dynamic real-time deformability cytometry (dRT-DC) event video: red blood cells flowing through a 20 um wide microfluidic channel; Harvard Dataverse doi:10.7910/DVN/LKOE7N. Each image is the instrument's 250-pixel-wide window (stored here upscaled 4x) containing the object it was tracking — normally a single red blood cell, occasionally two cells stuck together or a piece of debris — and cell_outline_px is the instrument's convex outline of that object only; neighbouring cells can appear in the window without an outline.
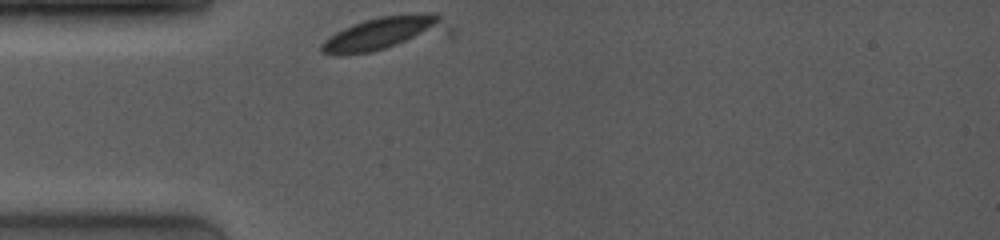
{"species": "common noctule bat (a hibernating species)", "species_latin": "Nyctalus noctula", "temperature_condition": "room temperature", "stored_images_in_passage": 2, "camera_frame_rate_fps": 4000, "um_per_image_px": 0.085, "animal": {"sex": "female", "body_mass_g": 19.0, "forearm_length_mm": 53.3}, "frame": {"image": 1, "passage_image": 1, "time_ms": 0.0, "image_size_px": [1000, 240], "cell_outline_px": [[456, 36], [368, 52], [344, 56], [332, 56], [320, 52], [320, 44], [328, 36], [352, 24], [364, 20], [380, 16], [412, 12], [436, 12], [456, 28]], "centroid_in_image_um": [32.94, 2.84], "position_along_channel_um": 52.1, "area_um2": 27.17}}